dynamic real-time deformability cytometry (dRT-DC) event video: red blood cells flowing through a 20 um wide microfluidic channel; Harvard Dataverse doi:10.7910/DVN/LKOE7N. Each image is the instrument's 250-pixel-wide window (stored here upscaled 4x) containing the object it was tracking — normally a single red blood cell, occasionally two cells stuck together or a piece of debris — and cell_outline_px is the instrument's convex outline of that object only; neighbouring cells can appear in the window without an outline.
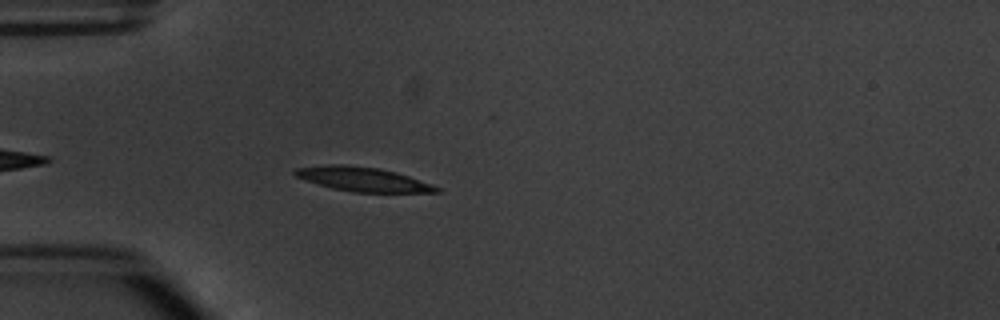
{"species": "common noctule bat (a hibernating species)", "species_latin": "Nyctalus noctula", "temperature_condition": "warm", "stored_images_in_passage": 4, "camera_frame_rate_fps": 3000, "um_per_image_px": 0.085, "animal": {"sex": "male", "body_mass_g": 20.1, "forearm_length_mm": 53.5}, "frame": {"image": 1, "passage_image": 4, "time_ms": 3.333, "image_size_px": [1000, 320], "cell_outline_px": [[440, 192], [352, 192], [332, 188], [304, 180], [296, 176], [292, 172], [296, 168], [328, 164], [344, 164], [380, 168], [396, 172], [432, 184], [440, 188]], "centroid_in_image_um": [30.81, 15.22], "position_along_channel_um": 54.2, "area_um2": 19.94}}